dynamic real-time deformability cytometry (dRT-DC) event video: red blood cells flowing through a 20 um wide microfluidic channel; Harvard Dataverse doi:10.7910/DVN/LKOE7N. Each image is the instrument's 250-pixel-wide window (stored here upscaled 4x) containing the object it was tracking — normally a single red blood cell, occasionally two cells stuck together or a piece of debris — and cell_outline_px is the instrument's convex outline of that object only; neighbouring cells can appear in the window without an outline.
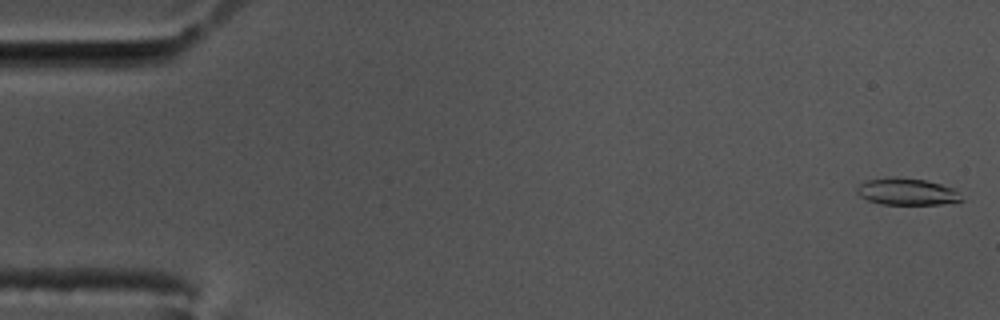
{"species": "common noctule bat (a hibernating species)", "species_latin": "Nyctalus noctula", "temperature_condition": "cold", "stored_images_in_passage": 58, "camera_frame_rate_fps": 3000, "um_per_image_px": 0.085, "animal": {"sex": "male", "body_mass_g": 17.5, "forearm_length_mm": 52.3}, "frame": {"image": 1, "passage_image": 1, "time_ms": 0.0, "image_size_px": [1000, 320], "cell_outline_px": [[964, 200], [940, 204], [880, 204], [868, 200], [860, 196], [856, 192], [856, 188], [860, 184], [868, 180], [888, 176], [896, 176], [924, 180], [940, 184], [952, 188]], "centroid_in_image_um": [77.03, 16.28], "position_along_channel_um": 8.0, "area_um2": 16.24}}
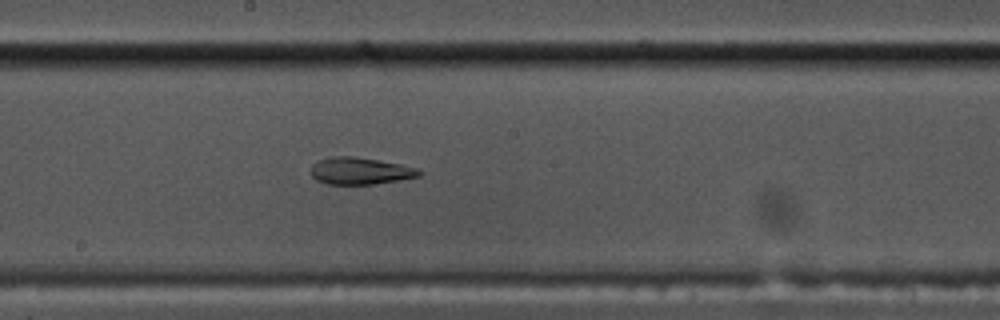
{"frame": {"image": 2, "passage_image": 31, "time_ms": 10.0, "image_size_px": [1000, 320], "cell_outline_px": [[424, 172], [420, 176], [400, 180], [372, 184], [328, 184], [316, 180], [308, 172], [312, 164], [320, 160], [332, 156], [356, 156], [400, 164], [420, 168]], "centroid_in_image_um": [30.62, 14.52], "position_along_channel_um": 217.6, "area_um2": 17.28}}
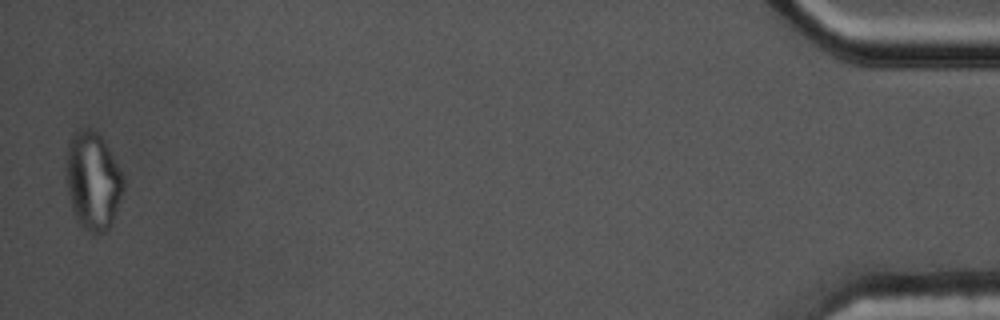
{"frame": {"image": 3, "passage_image": 57, "time_ms": 18.667, "image_size_px": [1000, 320], "cell_outline_px": [[124, 188], [112, 220], [108, 228], [104, 232], [96, 236], [84, 228], [80, 224], [72, 208], [68, 192], [68, 144], [72, 132], [84, 128], [92, 128], [104, 140], [116, 160], [124, 176]], "centroid_in_image_um": [7.93, 15.35], "position_along_channel_um": 427.3, "area_um2": 32.25}, "authors_computed_cell_mechanics": {"area_um2": 17.4556, "velocity_mm_per_s": 3.4796, "shape_relaxation_time_tau1_ms": null, "shape_relaxation_time_tau2_ms": 2.5593, "deformation_change_tau1": null, "deformation_change_tau2": 0.1067}}